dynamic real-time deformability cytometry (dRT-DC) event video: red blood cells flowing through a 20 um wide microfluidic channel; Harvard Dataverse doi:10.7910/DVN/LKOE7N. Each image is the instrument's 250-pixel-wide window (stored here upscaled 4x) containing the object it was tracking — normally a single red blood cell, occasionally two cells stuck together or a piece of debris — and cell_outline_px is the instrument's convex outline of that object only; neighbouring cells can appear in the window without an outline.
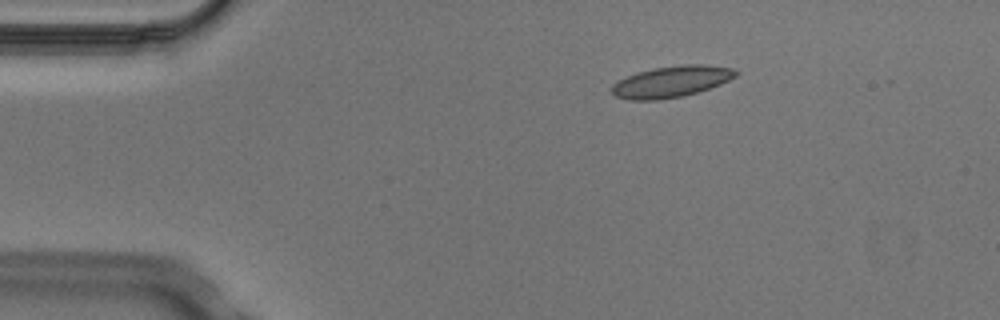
{"species": "Egyptian fruit bat (a non-hibernating species)", "species_latin": "Rousettus aegyptiacus", "temperature_condition": "cold", "stored_images_in_passage": 7, "camera_frame_rate_fps": 3000, "um_per_image_px": 0.085, "animal": {"sex": "male"}, "frame": {"image": 1, "passage_image": 1, "time_ms": 0.0, "image_size_px": [1000, 320], "cell_outline_px": [[740, 72], [736, 76], [720, 84], [684, 96], [656, 100], [628, 100], [616, 96], [612, 92], [612, 84], [636, 72], [652, 68], [684, 64], [704, 64], [732, 68]], "centroid_in_image_um": [57.07, 6.93], "position_along_channel_um": 27.9, "area_um2": 22.54}}
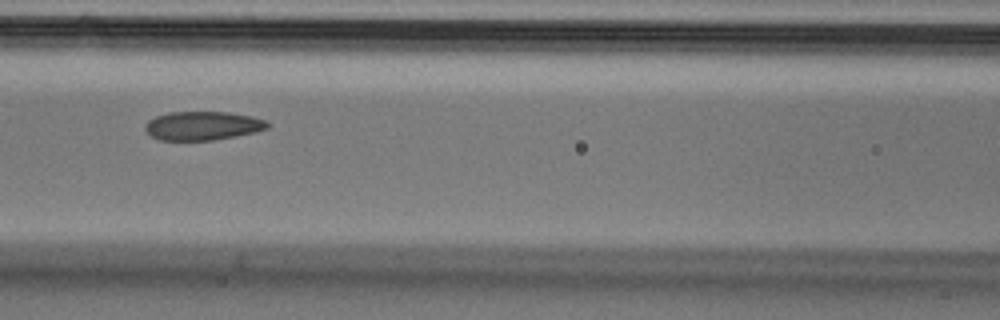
{"frame": {"image": 2, "passage_image": 5, "time_ms": 1.333, "image_size_px": [1000, 320], "cell_outline_px": [[268, 128], [256, 132], [236, 136], [212, 140], [160, 140], [152, 136], [144, 128], [144, 124], [148, 120], [156, 116], [168, 112], [228, 112], [252, 116], [264, 120], [268, 124]], "centroid_in_image_um": [17.21, 10.68], "position_along_channel_um": 149.4, "area_um2": 20.46}}
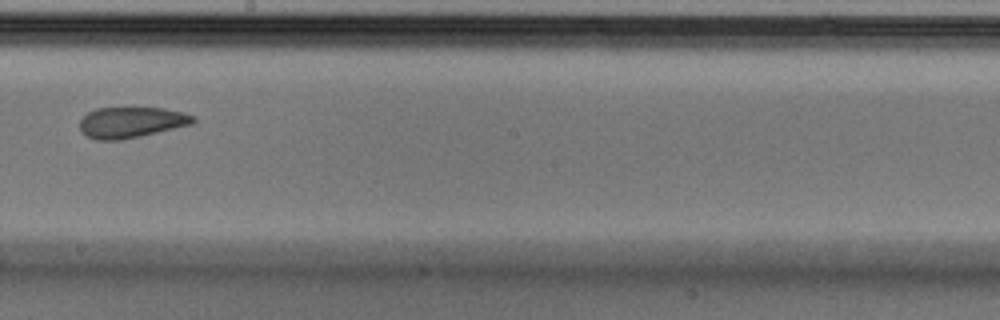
{"frame": {"image": 3, "passage_image": 7, "time_ms": 2.0, "image_size_px": [1000, 320], "cell_outline_px": [[196, 120], [192, 124], [140, 136], [120, 140], [96, 140], [80, 132], [80, 120], [88, 112], [96, 108], [164, 108], [184, 112], [196, 116]], "centroid_in_image_um": [11.16, 10.39], "position_along_channel_um": 237.0, "area_um2": 20.4}}